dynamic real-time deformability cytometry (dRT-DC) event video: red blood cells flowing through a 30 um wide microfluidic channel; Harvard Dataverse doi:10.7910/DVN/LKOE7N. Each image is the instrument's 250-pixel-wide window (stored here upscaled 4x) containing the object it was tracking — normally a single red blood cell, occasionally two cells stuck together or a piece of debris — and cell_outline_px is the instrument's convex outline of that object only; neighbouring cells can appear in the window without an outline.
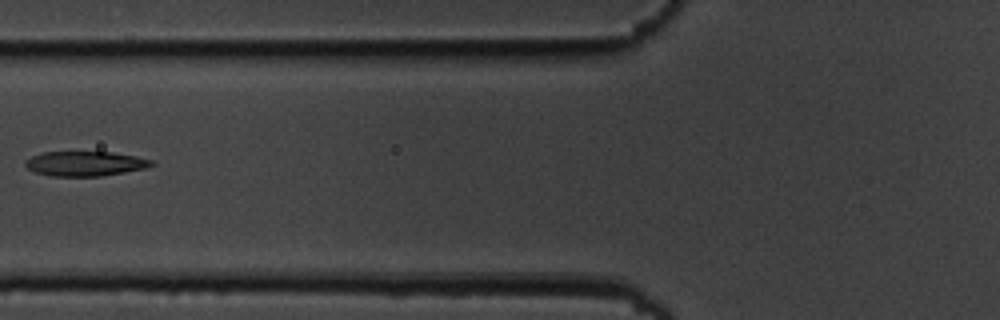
{"species": "common noctule bat (a hibernating species)", "species_latin": "Nyctalus noctula", "temperature_condition": "cold", "stored_images_in_passage": 14, "camera_frame_rate_fps": 3000, "um_per_image_px": 0.085, "animal": {"sex": "male", "body_mass_g": 19.5, "forearm_length_mm": 54.6}, "frame": {"image": 1, "passage_image": 5, "time_ms": 5.667, "image_size_px": [1000, 320], "cell_outline_px": [[156, 164], [144, 168], [124, 172], [100, 176], [52, 176], [36, 172], [28, 168], [24, 164], [24, 160], [40, 152], [112, 152], [136, 156], [152, 160]], "centroid_in_image_um": [7.22, 13.9], "position_along_channel_um": 118.6, "area_um2": 18.15}}
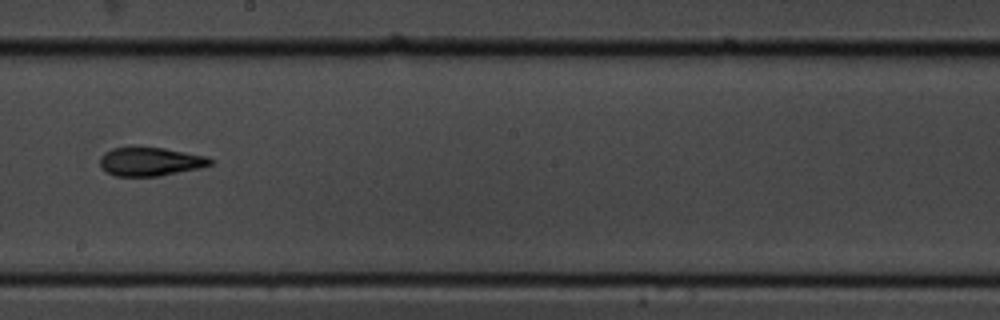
{"frame": {"image": 2, "passage_image": 8, "time_ms": 9.0, "image_size_px": [1000, 320], "cell_outline_px": [[216, 160], [212, 164], [196, 168], [160, 176], [116, 176], [108, 172], [100, 164], [100, 156], [104, 152], [112, 148], [164, 148], [204, 156]], "centroid_in_image_um": [12.77, 13.74], "position_along_channel_um": 235.4, "area_um2": 17.98}}
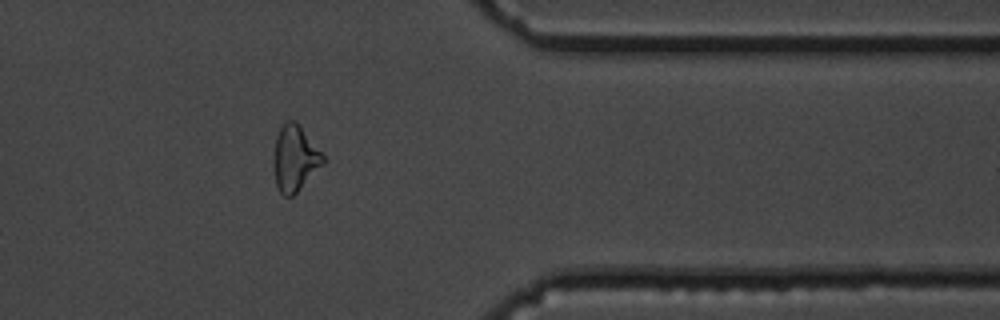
{"frame": {"image": 3, "passage_image": 12, "time_ms": 13.667, "image_size_px": [1000, 320], "cell_outline_px": [[328, 160], [292, 196], [284, 196], [280, 192], [276, 184], [272, 164], [272, 160], [276, 136], [280, 128], [288, 120], [296, 120]], "centroid_in_image_um": [25.06, 13.45], "position_along_channel_um": 386.3, "area_um2": 19.13}, "authors_computed_cell_mechanics": {"area_um2": 18.5249, "velocity_mm_per_s": 3.5069, "shape_relaxation_time_tau1_ms": 3.5272, "shape_relaxation_time_tau2_ms": 1.438, "deformation_change_tau1": 0.1239, "deformation_change_tau2": 0.0702}}